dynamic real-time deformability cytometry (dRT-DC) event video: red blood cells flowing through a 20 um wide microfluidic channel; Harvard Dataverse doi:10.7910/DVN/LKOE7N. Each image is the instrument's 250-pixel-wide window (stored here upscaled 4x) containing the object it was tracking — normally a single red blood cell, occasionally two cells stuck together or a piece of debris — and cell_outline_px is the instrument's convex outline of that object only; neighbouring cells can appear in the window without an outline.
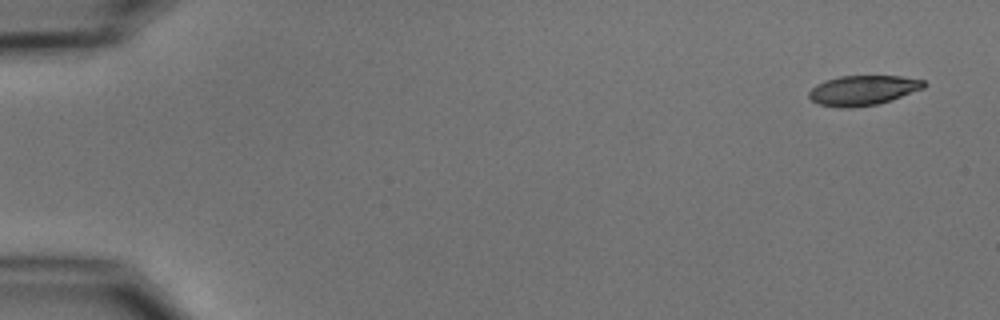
{"species": "common noctule bat (a hibernating species)", "species_latin": "Nyctalus noctula", "temperature_condition": "cold", "stored_images_in_passage": 5, "camera_frame_rate_fps": 3000, "um_per_image_px": 0.085, "animal": {"sex": "male", "body_mass_g": 15.6}, "frame": {"image": 1, "passage_image": 1, "time_ms": 0.0, "image_size_px": [1000, 320], "cell_outline_px": [[928, 84], [924, 88], [876, 104], [852, 108], [840, 108], [820, 104], [812, 100], [808, 96], [808, 92], [816, 84], [824, 80], [840, 76], [900, 76], [924, 80]], "centroid_in_image_um": [73.32, 7.67], "position_along_channel_um": 11.7, "area_um2": 19.88}}
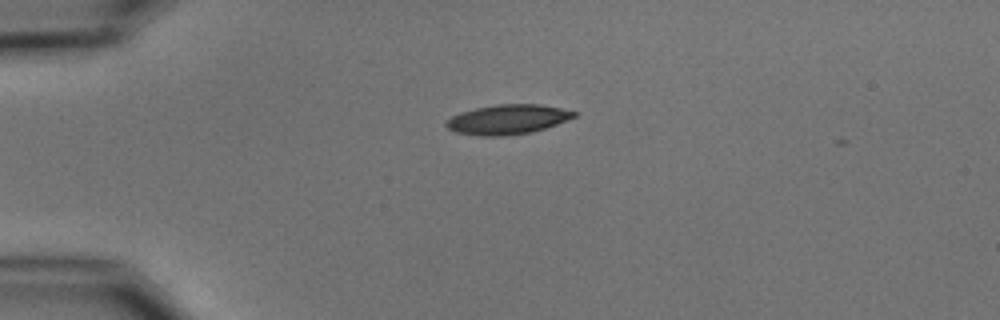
{"frame": {"image": 2, "passage_image": 4, "time_ms": 3.667, "image_size_px": [1000, 320], "cell_outline_px": [[576, 116], [556, 124], [532, 132], [504, 136], [484, 136], [456, 132], [448, 128], [444, 124], [452, 116], [460, 112], [476, 108], [496, 104], [540, 104], [560, 108], [576, 112]], "centroid_in_image_um": [43.13, 10.15], "position_along_channel_um": 41.9, "area_um2": 21.91}}